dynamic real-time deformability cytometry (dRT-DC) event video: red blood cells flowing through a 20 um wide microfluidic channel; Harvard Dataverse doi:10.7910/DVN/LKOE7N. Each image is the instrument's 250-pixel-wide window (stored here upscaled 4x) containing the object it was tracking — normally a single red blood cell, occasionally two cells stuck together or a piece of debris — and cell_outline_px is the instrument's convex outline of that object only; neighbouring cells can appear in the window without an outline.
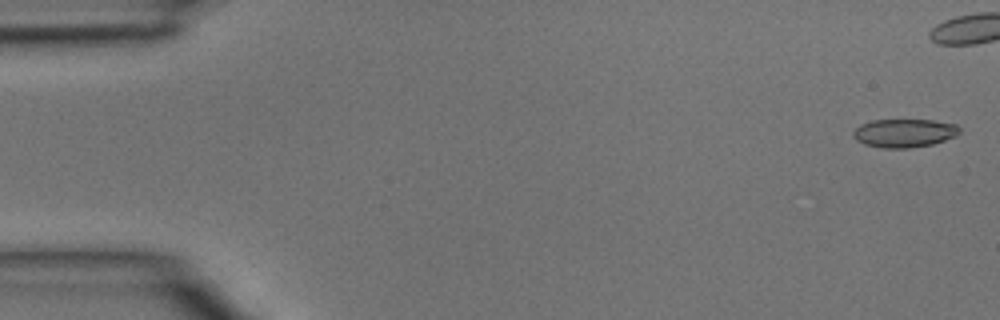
{"species": "common noctule bat (a hibernating species)", "species_latin": "Nyctalus noctula", "temperature_condition": "room temperature", "stored_images_in_passage": 5, "camera_frame_rate_fps": 3000, "um_per_image_px": 0.085, "animal": {"sex": "male", "body_mass_g": 15.6}, "frame": {"image": 1, "passage_image": 1, "time_ms": 0.0, "image_size_px": [1000, 320], "cell_outline_px": [[960, 132], [956, 136], [932, 144], [908, 148], [884, 148], [864, 144], [856, 140], [852, 136], [852, 132], [860, 124], [872, 120], [932, 120], [956, 124], [960, 128]], "centroid_in_image_um": [76.84, 11.3], "position_along_channel_um": 8.2, "area_um2": 17.63}}
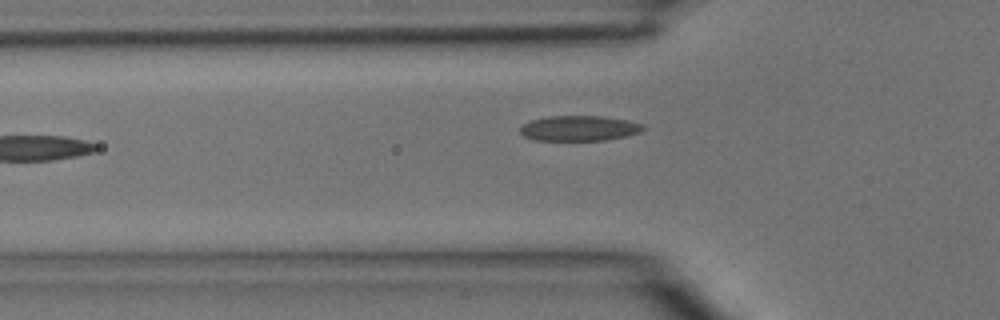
{"frame": {"image": 2, "passage_image": 5, "time_ms": 1.333, "image_size_px": [1000, 320], "cell_outline_px": [[644, 128], [640, 132], [624, 136], [604, 140], [536, 140], [524, 136], [520, 132], [520, 128], [524, 124], [532, 120], [548, 116], [600, 116], [628, 120], [640, 124]], "centroid_in_image_um": [49.2, 10.9], "position_along_channel_um": 76.6, "area_um2": 17.8}}